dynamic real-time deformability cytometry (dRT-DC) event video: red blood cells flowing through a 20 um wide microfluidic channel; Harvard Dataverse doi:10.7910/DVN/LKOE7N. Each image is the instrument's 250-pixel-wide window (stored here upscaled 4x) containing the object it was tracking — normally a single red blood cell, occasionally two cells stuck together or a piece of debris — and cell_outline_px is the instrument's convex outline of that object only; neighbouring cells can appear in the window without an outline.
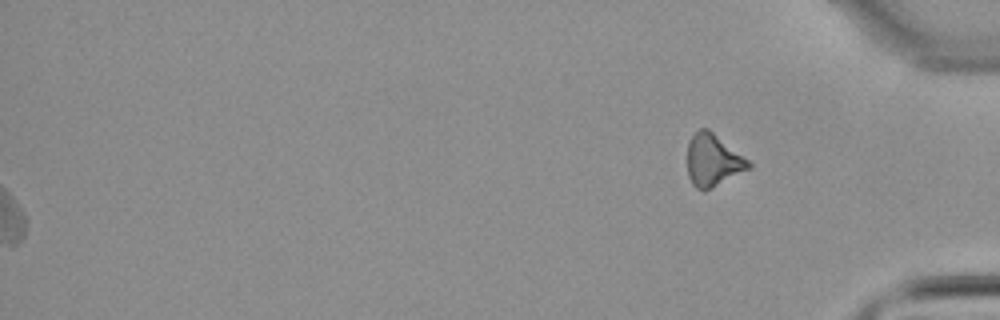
{"species": "common noctule bat (a hibernating species)", "species_latin": "Nyctalus noctula", "temperature_condition": "warm", "stored_images_in_passage": 45, "segment_of_instrument_passage": [2, 2], "camera_frame_rate_fps": 3000, "um_per_image_px": 0.085, "animal": {"sex": "male", "body_mass_g": 21.5, "forearm_length_mm": 52.0}, "frame": {"image": 1, "passage_image": 45, "time_ms": 14.667, "image_size_px": [1000, 320], "cell_outline_px": [[752, 168], [704, 192], [696, 188], [692, 184], [688, 176], [688, 144], [692, 136], [700, 128], [708, 128], [748, 160], [752, 164]], "centroid_in_image_um": [60.61, 13.65], "position_along_channel_um": 374.6, "area_um2": 18.61}}